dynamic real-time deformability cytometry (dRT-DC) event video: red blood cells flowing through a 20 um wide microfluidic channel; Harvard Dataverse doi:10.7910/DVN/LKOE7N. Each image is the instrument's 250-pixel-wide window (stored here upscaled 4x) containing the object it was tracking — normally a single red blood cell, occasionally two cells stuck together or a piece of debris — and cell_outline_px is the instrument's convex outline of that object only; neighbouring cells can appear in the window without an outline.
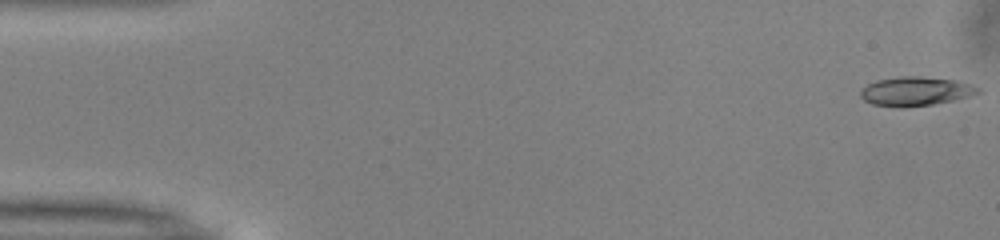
{"species": "common noctule bat (a hibernating species)", "species_latin": "Nyctalus noctula", "temperature_condition": "warm", "stored_images_in_passage": 51, "camera_frame_rate_fps": 3000, "um_per_image_px": 0.085, "animal": {"sex": "male", "body_mass_g": 13.0, "forearm_length_mm": 53.1}, "frame": {"image": 1, "passage_image": 1, "time_ms": 0.0, "image_size_px": [1000, 240], "cell_outline_px": [[980, 92], [972, 96], [932, 104], [900, 108], [872, 104], [864, 100], [860, 96], [860, 92], [868, 84], [876, 80], [900, 76], [920, 76], [956, 80], [972, 84], [980, 88]], "centroid_in_image_um": [77.84, 7.75], "position_along_channel_um": 7.2, "area_um2": 19.94}}
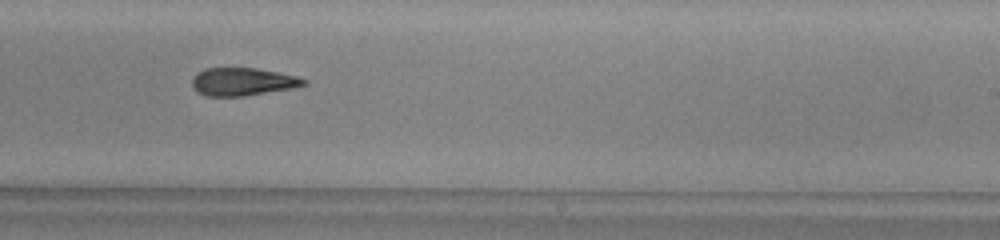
{"frame": {"image": 2, "passage_image": 31, "time_ms": 10.0, "image_size_px": [1000, 240], "cell_outline_px": [[308, 84], [292, 88], [244, 96], [208, 96], [196, 92], [192, 88], [192, 80], [204, 68], [256, 68], [296, 76], [308, 80]], "centroid_in_image_um": [20.63, 6.95], "position_along_channel_um": 268.4, "area_um2": 18.03}}
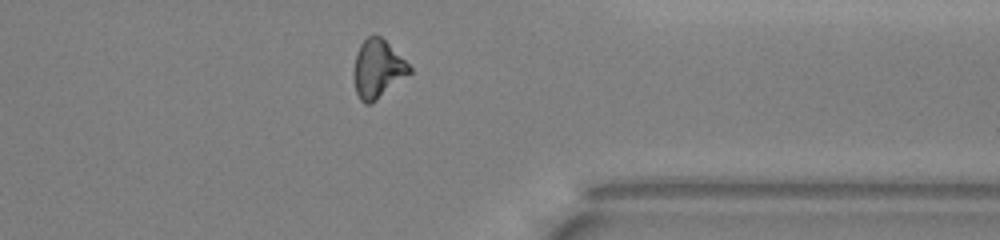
{"frame": {"image": 3, "passage_image": 40, "time_ms": 13.0, "image_size_px": [1000, 240], "cell_outline_px": [[412, 72], [372, 104], [364, 104], [360, 100], [356, 92], [356, 52], [360, 44], [372, 32], [380, 36], [412, 68]], "centroid_in_image_um": [32.12, 5.86], "position_along_channel_um": 379.3, "area_um2": 18.5}, "authors_computed_cell_mechanics": {"area_um2": 19.363, "velocity_mm_per_s": 4.0213, "shape_relaxation_time_tau1_ms": 3.9909, "shape_relaxation_time_tau2_ms": 7.2152, "deformation_change_tau1": 0.1499, "deformation_change_tau2": 0.1632}}